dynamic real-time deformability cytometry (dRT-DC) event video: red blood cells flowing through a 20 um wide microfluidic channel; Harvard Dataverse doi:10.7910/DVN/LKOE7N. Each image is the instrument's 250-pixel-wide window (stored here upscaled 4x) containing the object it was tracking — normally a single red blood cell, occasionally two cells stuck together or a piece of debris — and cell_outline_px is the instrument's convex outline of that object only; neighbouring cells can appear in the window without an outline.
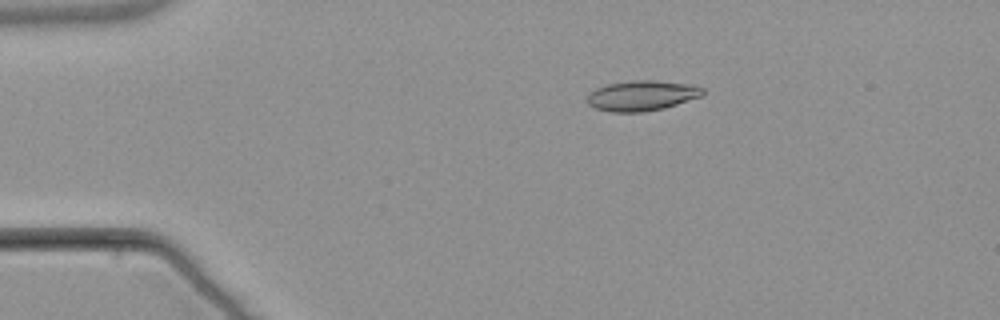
{"species": "common noctule bat (a hibernating species)", "species_latin": "Nyctalus noctula", "temperature_condition": "warm", "stored_images_in_passage": 5, "camera_frame_rate_fps": 3000, "um_per_image_px": 0.085, "animal": {"sex": "male", "body_mass_g": 21.5, "forearm_length_mm": 52.0}, "frame": {"image": 1, "passage_image": 3, "time_ms": 2.333, "image_size_px": [1000, 320], "cell_outline_px": [[704, 92], [700, 96], [664, 108], [644, 112], [608, 112], [596, 108], [588, 104], [588, 96], [596, 88], [608, 84], [636, 80], [652, 80], [688, 84], [704, 88]], "centroid_in_image_um": [54.54, 8.13], "position_along_channel_um": 30.5, "area_um2": 20.06}}
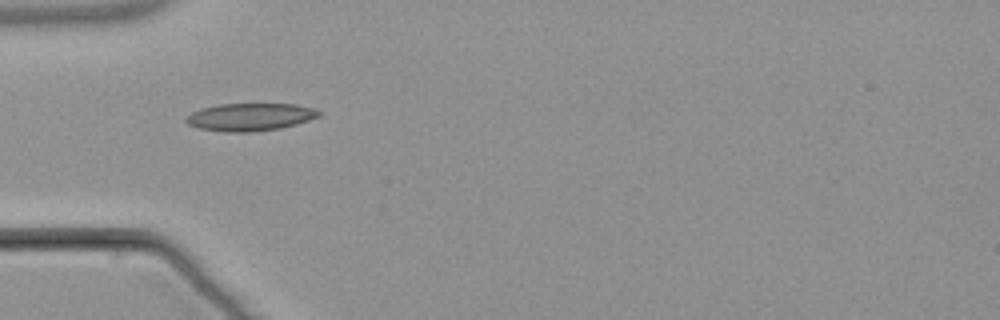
{"frame": {"image": 2, "passage_image": 5, "time_ms": 4.667, "image_size_px": [1000, 320], "cell_outline_px": [[320, 116], [296, 124], [280, 128], [252, 132], [224, 132], [200, 128], [188, 124], [184, 120], [192, 112], [200, 108], [220, 104], [296, 104], [316, 108], [320, 112]], "centroid_in_image_um": [21.27, 9.94], "position_along_channel_um": 63.7, "area_um2": 21.39}}